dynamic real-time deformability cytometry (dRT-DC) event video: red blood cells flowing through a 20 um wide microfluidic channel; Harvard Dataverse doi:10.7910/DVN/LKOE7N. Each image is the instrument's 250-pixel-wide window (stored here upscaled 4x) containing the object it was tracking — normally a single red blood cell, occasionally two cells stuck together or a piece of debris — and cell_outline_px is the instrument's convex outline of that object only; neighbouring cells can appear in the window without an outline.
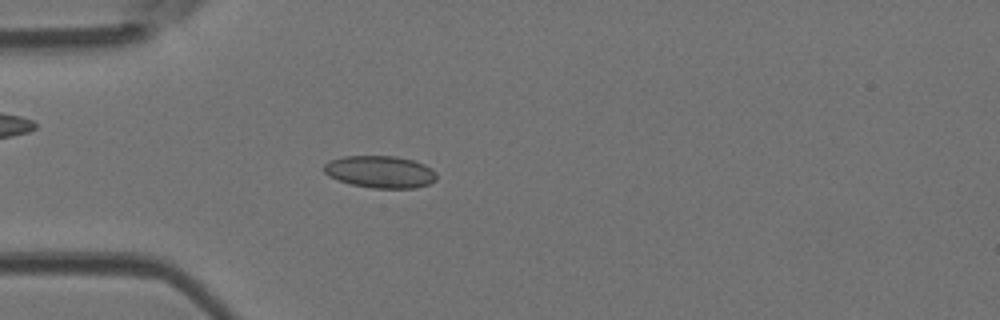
{"species": "Egyptian fruit bat (a non-hibernating species)", "species_latin": "Rousettus aegyptiacus", "temperature_condition": "room temperature", "stored_images_in_passage": 2, "camera_frame_rate_fps": 3000, "um_per_image_px": 0.085, "animal": {"sex": "female"}, "frame": {"image": 1, "passage_image": 2, "time_ms": 0.333, "image_size_px": [1000, 320], "cell_outline_px": [[436, 180], [428, 184], [416, 188], [372, 188], [352, 184], [328, 176], [324, 172], [324, 164], [332, 160], [344, 156], [396, 156], [412, 160], [424, 164], [432, 168], [436, 172]], "centroid_in_image_um": [32.34, 14.6], "position_along_channel_um": 52.7, "area_um2": 21.04}}